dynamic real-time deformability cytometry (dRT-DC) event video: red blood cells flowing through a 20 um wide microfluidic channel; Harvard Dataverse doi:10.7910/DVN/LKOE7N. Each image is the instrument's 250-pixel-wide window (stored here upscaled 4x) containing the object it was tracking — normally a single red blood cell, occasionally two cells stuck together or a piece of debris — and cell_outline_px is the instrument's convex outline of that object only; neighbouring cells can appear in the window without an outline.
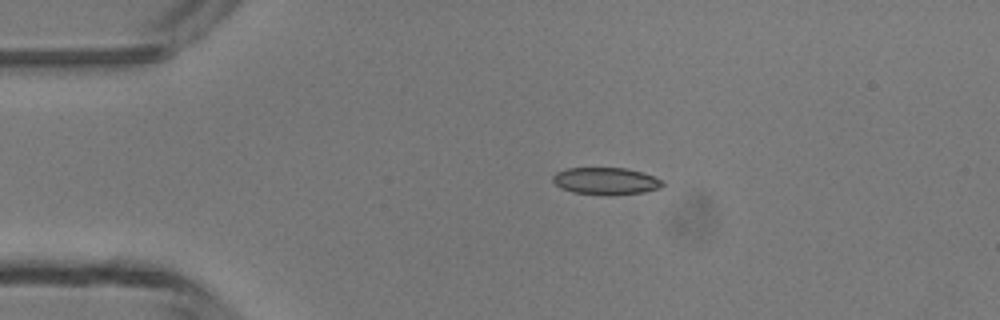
{"species": "common noctule bat (a hibernating species)", "species_latin": "Nyctalus noctula", "temperature_condition": "room temperature", "stored_images_in_passage": 2, "camera_frame_rate_fps": 3000, "um_per_image_px": 0.085, "animal": {"sex": "male", "body_mass_g": 13.3}, "frame": {"image": 1, "passage_image": 1, "time_ms": 0.0, "image_size_px": [1000, 320], "cell_outline_px": [[664, 184], [660, 188], [644, 192], [612, 196], [604, 196], [572, 192], [560, 188], [552, 180], [552, 176], [556, 172], [564, 168], [628, 168], [664, 180]], "centroid_in_image_um": [51.48, 15.4], "position_along_channel_um": 33.5, "area_um2": 17.69}}